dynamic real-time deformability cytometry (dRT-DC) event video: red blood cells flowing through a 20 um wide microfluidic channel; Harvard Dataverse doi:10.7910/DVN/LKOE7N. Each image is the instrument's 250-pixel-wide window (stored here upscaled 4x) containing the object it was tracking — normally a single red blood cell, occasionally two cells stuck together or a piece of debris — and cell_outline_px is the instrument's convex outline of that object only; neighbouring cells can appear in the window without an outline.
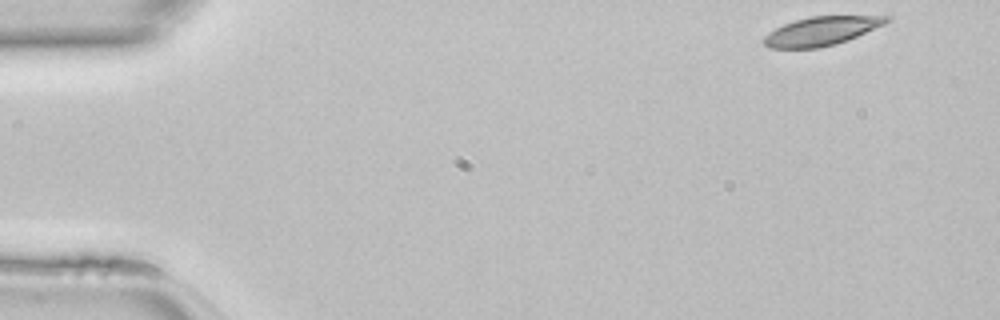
{"species": "common noctule bat (a hibernating species)", "species_latin": "Nyctalus noctula", "temperature_condition": "room temperature", "stored_images_in_passage": 44, "camera_frame_rate_fps": 3000, "um_per_image_px": 0.085, "animal": {"sex": "female", "body_mass_g": 22.7, "forearm_length_mm": 54.2}, "frame": {"image": 1, "passage_image": 1, "time_ms": 0.0, "image_size_px": [1000, 320], "cell_outline_px": [[892, 20], [884, 24], [848, 40], [836, 44], [820, 48], [768, 48], [764, 44], [764, 36], [776, 28], [784, 24], [796, 20], [812, 16], [892, 16]], "centroid_in_image_um": [69.84, 2.64], "position_along_channel_um": 15.2, "area_um2": 20.4}}
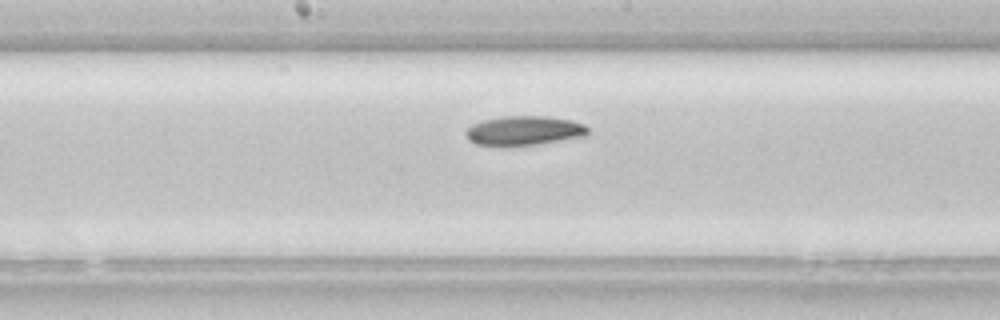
{"frame": {"image": 2, "passage_image": 22, "time_ms": 7.0, "image_size_px": [1000, 320], "cell_outline_px": [[588, 136], [536, 144], [508, 148], [500, 148], [476, 144], [468, 140], [464, 132], [472, 124], [484, 120], [504, 116], [548, 116], [572, 120], [584, 124], [588, 128]], "centroid_in_image_um": [44.52, 11.14], "position_along_channel_um": 203.7, "area_um2": 21.56}}
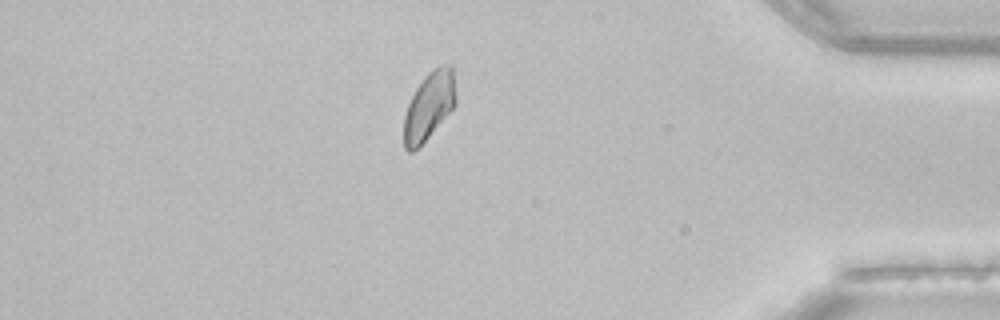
{"frame": {"image": 3, "passage_image": 38, "time_ms": 12.333, "image_size_px": [1000, 320], "cell_outline_px": [[456, 104], [428, 136], [412, 152], [408, 152], [404, 148], [404, 116], [408, 104], [416, 88], [424, 76], [428, 72], [440, 64], [452, 64], [456, 96]], "centroid_in_image_um": [36.47, 8.95], "position_along_channel_um": 398.7, "area_um2": 20.29}}